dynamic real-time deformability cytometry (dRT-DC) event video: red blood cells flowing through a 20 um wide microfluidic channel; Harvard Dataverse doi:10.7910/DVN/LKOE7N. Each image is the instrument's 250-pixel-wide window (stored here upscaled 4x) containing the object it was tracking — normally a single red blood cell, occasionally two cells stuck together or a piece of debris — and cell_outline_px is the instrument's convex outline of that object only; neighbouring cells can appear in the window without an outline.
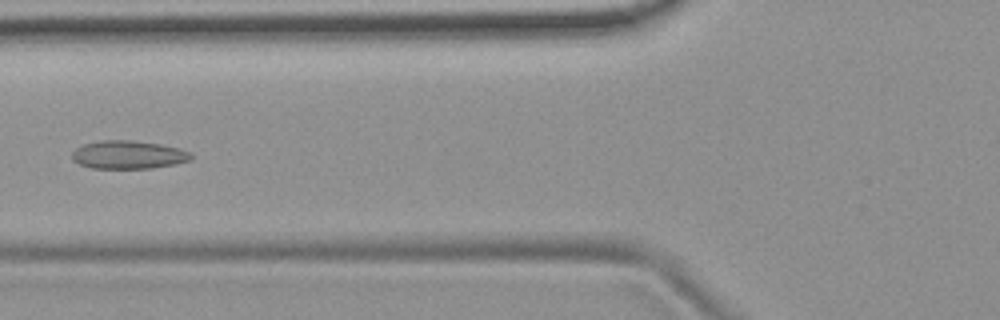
{"species": "common noctule bat (a hibernating species)", "species_latin": "Nyctalus noctula", "temperature_condition": "room temperature", "stored_images_in_passage": 6, "camera_frame_rate_fps": 3000, "um_per_image_px": 0.085, "animal": {"sex": "female", "body_mass_g": 19.9}, "frame": {"image": 1, "passage_image": 6, "time_ms": 5.667, "image_size_px": [1000, 320], "cell_outline_px": [[192, 160], [176, 164], [152, 168], [92, 168], [80, 164], [72, 160], [72, 152], [76, 148], [84, 144], [100, 140], [132, 140], [160, 144], [180, 148], [192, 152]], "centroid_in_image_um": [10.94, 13.15], "position_along_channel_um": 114.9, "area_um2": 19.71}}